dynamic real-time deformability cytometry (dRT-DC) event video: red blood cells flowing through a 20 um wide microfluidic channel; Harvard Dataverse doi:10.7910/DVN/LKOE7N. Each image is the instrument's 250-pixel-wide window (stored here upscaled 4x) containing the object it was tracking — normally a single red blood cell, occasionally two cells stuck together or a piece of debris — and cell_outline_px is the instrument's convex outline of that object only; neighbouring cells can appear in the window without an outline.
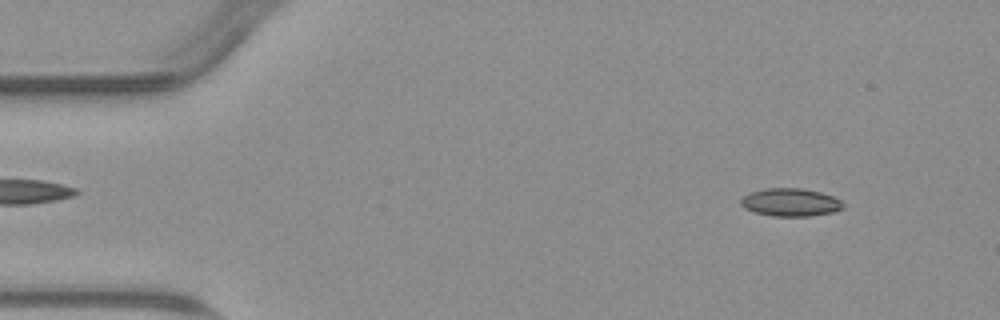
{"species": "common noctule bat (a hibernating species)", "species_latin": "Nyctalus noctula", "temperature_condition": "warm", "stored_images_in_passage": 16, "camera_frame_rate_fps": 3000, "um_per_image_px": 0.085, "animal": {"sex": "male", "body_mass_g": 23.1, "forearm_length_mm": 52.7}, "frame": {"image": 1, "passage_image": 5, "time_ms": 1.333, "image_size_px": [1000, 320], "cell_outline_px": [[844, 208], [832, 212], [808, 216], [772, 216], [756, 212], [744, 208], [740, 204], [740, 200], [748, 192], [764, 188], [800, 188], [820, 192], [832, 196], [840, 200], [844, 204]], "centroid_in_image_um": [67.17, 17.19], "position_along_channel_um": 17.8, "area_um2": 16.65}}
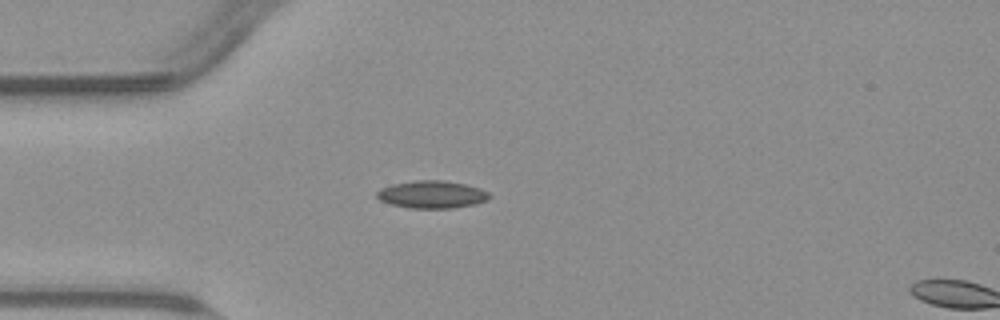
{"frame": {"image": 2, "passage_image": 14, "time_ms": 4.333, "image_size_px": [1000, 320], "cell_outline_px": [[492, 196], [488, 200], [476, 204], [452, 208], [408, 208], [392, 204], [380, 200], [376, 196], [376, 192], [380, 188], [392, 184], [416, 180], [444, 180], [464, 184], [480, 188], [488, 192]], "centroid_in_image_um": [36.72, 16.53], "position_along_channel_um": 48.3, "area_um2": 18.15}}